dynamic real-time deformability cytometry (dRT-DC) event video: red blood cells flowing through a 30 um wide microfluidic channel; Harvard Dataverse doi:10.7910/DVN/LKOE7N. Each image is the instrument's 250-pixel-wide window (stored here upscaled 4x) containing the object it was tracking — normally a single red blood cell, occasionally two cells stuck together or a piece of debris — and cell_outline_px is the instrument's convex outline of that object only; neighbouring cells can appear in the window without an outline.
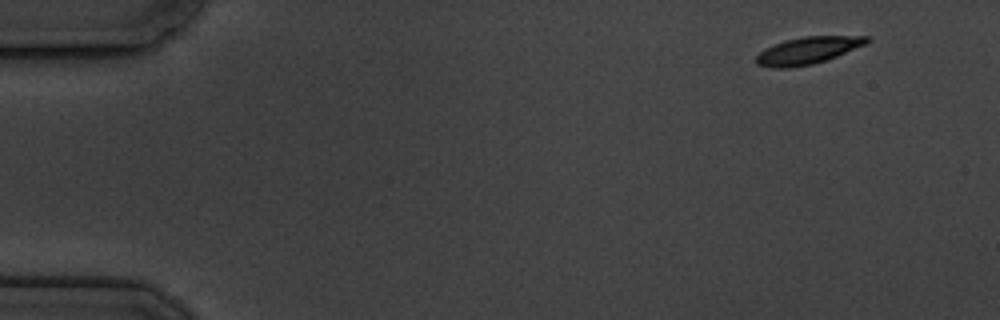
{"species": "common noctule bat (a hibernating species)", "species_latin": "Nyctalus noctula", "temperature_condition": "cold", "stored_images_in_passage": 4, "camera_frame_rate_fps": 3000, "um_per_image_px": 0.085, "animal": {"sex": "male", "body_mass_g": 19.5, "forearm_length_mm": 54.6}, "frame": {"image": 1, "passage_image": 1, "time_ms": 0.0, "image_size_px": [1000, 320], "cell_outline_px": [[872, 40], [868, 44], [836, 56], [812, 64], [788, 68], [772, 68], [756, 64], [756, 56], [764, 48], [784, 40], [804, 36], [872, 36]], "centroid_in_image_um": [68.69, 4.28], "position_along_channel_um": 16.3, "area_um2": 17.57}}